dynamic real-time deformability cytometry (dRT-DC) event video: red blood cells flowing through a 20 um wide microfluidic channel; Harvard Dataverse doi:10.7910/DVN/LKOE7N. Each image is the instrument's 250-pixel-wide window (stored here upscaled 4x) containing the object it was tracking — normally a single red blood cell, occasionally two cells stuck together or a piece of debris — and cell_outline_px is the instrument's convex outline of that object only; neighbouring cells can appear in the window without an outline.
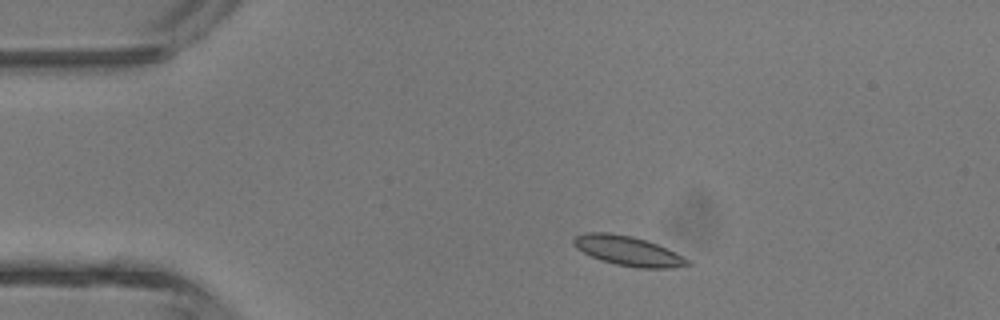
{"species": "common noctule bat (a hibernating species)", "species_latin": "Nyctalus noctula", "temperature_condition": "room temperature", "stored_images_in_passage": 4, "camera_frame_rate_fps": 3000, "um_per_image_px": 0.085, "animal": {"sex": "male", "body_mass_g": 13.3}, "frame": {"image": 1, "passage_image": 2, "time_ms": 1.333, "image_size_px": [1000, 320], "cell_outline_px": [[692, 264], [676, 268], [640, 268], [616, 264], [600, 260], [576, 248], [572, 244], [572, 240], [576, 236], [584, 232], [608, 232], [632, 236], [648, 240], [692, 260]], "centroid_in_image_um": [53.41, 21.32], "position_along_channel_um": 31.6, "area_um2": 19.83}}
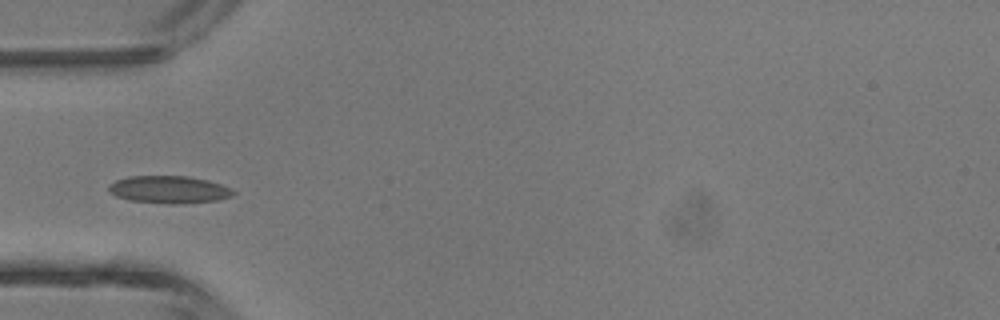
{"frame": {"image": 2, "passage_image": 4, "time_ms": 3.333, "image_size_px": [1000, 320], "cell_outline_px": [[236, 192], [232, 196], [216, 200], [180, 204], [168, 204], [128, 200], [116, 196], [108, 192], [108, 184], [116, 180], [128, 176], [188, 176], [208, 180], [232, 188]], "centroid_in_image_um": [14.34, 16.11], "position_along_channel_um": 70.7, "area_um2": 20.11}}